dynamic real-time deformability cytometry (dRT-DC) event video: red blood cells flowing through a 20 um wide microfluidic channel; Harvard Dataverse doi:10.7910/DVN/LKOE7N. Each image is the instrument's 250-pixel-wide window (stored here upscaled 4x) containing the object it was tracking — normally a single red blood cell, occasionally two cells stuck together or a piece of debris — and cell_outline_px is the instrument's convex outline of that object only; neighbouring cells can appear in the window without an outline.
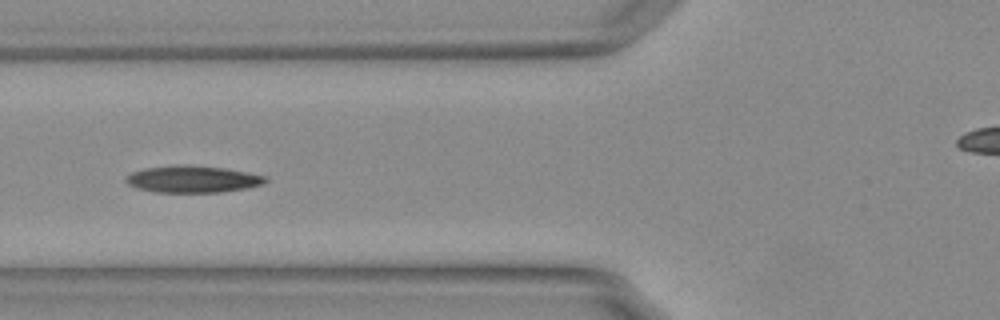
{"species": "Egyptian fruit bat (a non-hibernating species)", "species_latin": "Rousettus aegyptiacus", "temperature_condition": "warm", "stored_images_in_passage": 48, "camera_frame_rate_fps": 3000, "um_per_image_px": 0.085, "animal": {"sex": "female"}, "frame": {"image": 1, "passage_image": 21, "time_ms": 6.667, "image_size_px": [1000, 320], "cell_outline_px": [[268, 180], [264, 184], [248, 188], [220, 192], [156, 192], [136, 188], [128, 184], [124, 180], [132, 172], [144, 168], [224, 168], [248, 172], [268, 176]], "centroid_in_image_um": [16.46, 15.28], "position_along_channel_um": 109.3, "area_um2": 20.81}, "authors_computed_cell_mechanics": {"area_um2": 21.1548, "velocity_mm_per_s": 3.7429, "shape_relaxation_time_tau1_ms": 10.7362, "shape_relaxation_time_tau2_ms": 1.9934, "deformation_change_tau1": 0.2839, "deformation_change_tau2": 0.0762}}